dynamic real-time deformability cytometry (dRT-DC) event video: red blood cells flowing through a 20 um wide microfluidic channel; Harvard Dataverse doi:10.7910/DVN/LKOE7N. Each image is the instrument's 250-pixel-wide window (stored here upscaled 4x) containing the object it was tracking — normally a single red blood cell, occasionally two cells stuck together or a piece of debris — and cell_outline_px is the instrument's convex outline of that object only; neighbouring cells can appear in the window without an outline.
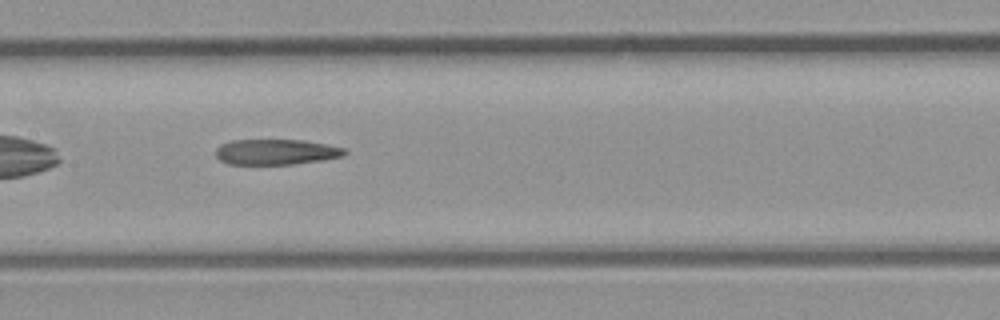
{"species": "common noctule bat (a hibernating species)", "species_latin": "Nyctalus noctula", "temperature_condition": "room temperature", "stored_images_in_passage": 34, "camera_frame_rate_fps": 3000, "um_per_image_px": 0.085, "animal": {"sex": "male", "body_mass_g": 23.1, "forearm_length_mm": 52.7}, "frame": {"image": 1, "passage_image": 15, "time_ms": 4.667, "image_size_px": [1000, 320], "cell_outline_px": [[348, 152], [344, 156], [324, 160], [292, 164], [228, 164], [220, 160], [216, 156], [216, 148], [220, 144], [232, 140], [304, 140], [344, 148]], "centroid_in_image_um": [23.46, 12.91], "position_along_channel_um": 183.9, "area_um2": 19.19}}
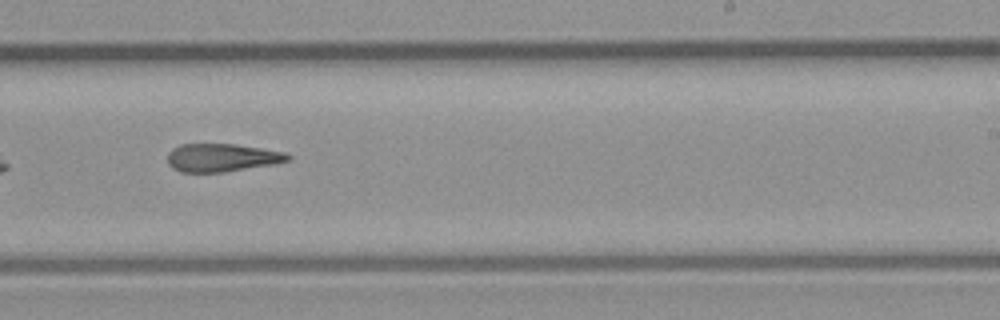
{"frame": {"image": 2, "passage_image": 20, "time_ms": 6.333, "image_size_px": [1000, 320], "cell_outline_px": [[292, 156], [288, 160], [272, 164], [224, 172], [180, 172], [172, 168], [168, 164], [168, 152], [172, 148], [180, 144], [236, 144], [284, 152]], "centroid_in_image_um": [18.81, 13.4], "position_along_channel_um": 270.2, "area_um2": 19.59}}
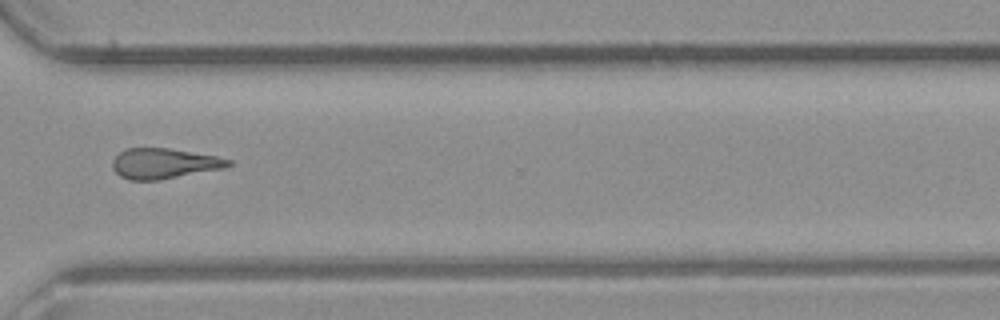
{"frame": {"image": 3, "passage_image": 25, "time_ms": 8.0, "image_size_px": [1000, 320], "cell_outline_px": [[232, 164], [224, 168], [160, 180], [128, 180], [120, 176], [112, 168], [112, 160], [124, 148], [168, 148], [216, 156], [232, 160]], "centroid_in_image_um": [13.92, 13.9], "position_along_channel_um": 356.7, "area_um2": 20.52}}